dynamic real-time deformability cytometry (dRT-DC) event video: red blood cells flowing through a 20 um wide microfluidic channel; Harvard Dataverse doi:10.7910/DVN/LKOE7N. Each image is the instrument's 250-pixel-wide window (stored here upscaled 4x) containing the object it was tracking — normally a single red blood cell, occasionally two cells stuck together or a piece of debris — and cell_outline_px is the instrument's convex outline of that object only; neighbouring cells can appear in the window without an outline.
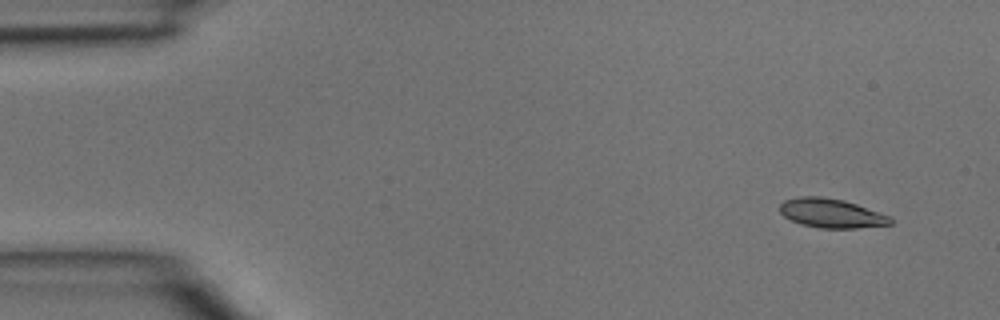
{"species": "common noctule bat (a hibernating species)", "species_latin": "Nyctalus noctula", "temperature_condition": "room temperature", "stored_images_in_passage": 3, "camera_frame_rate_fps": 3000, "um_per_image_px": 0.085, "animal": {"sex": "male", "body_mass_g": 15.6}, "frame": {"image": 1, "passage_image": 1, "time_ms": 0.0, "image_size_px": [1000, 320], "cell_outline_px": [[892, 224], [856, 228], [820, 228], [800, 224], [784, 216], [780, 212], [780, 204], [784, 200], [800, 196], [820, 196], [844, 200], [892, 216]], "centroid_in_image_um": [70.67, 18.12], "position_along_channel_um": 14.3, "area_um2": 18.84}}
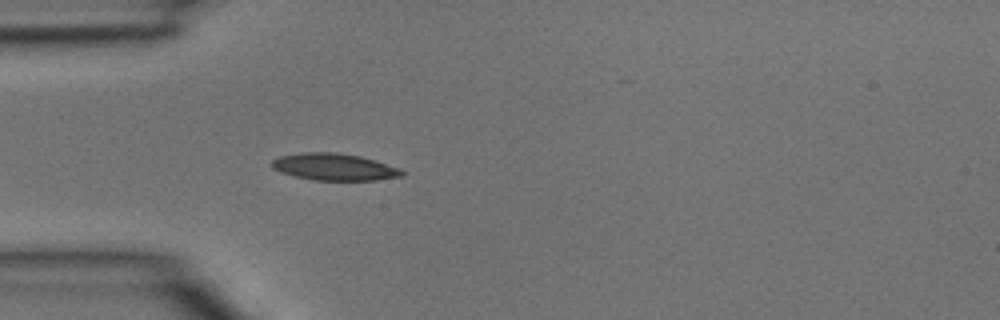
{"frame": {"image": 2, "passage_image": 3, "time_ms": 0.667, "image_size_px": [1000, 320], "cell_outline_px": [[404, 176], [376, 180], [312, 180], [280, 172], [272, 168], [272, 160], [280, 156], [304, 152], [336, 152], [360, 156], [376, 160], [400, 168], [404, 172]], "centroid_in_image_um": [28.44, 14.19], "position_along_channel_um": 56.6, "area_um2": 20.46}}